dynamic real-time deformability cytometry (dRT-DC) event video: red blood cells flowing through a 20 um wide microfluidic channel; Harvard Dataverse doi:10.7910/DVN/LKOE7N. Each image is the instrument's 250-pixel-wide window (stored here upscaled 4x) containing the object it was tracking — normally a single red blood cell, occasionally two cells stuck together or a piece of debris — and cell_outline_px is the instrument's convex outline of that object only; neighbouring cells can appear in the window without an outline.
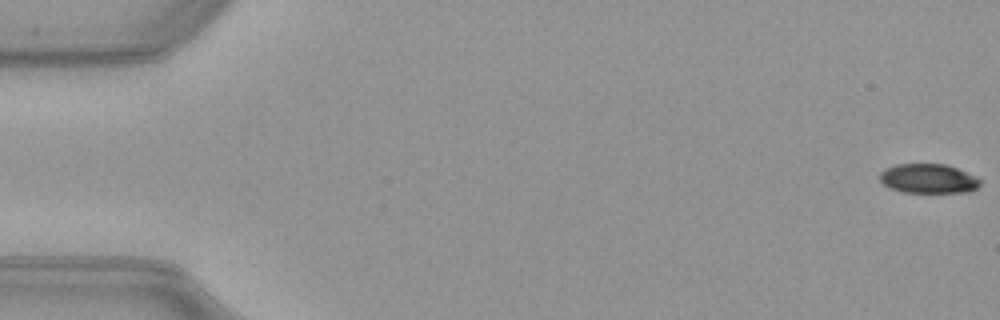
{"species": "common noctule bat (a hibernating species)", "species_latin": "Nyctalus noctula", "temperature_condition": "warm", "stored_images_in_passage": 52, "camera_frame_rate_fps": 3000, "um_per_image_px": 0.085, "animal": {"sex": "female", "body_mass_g": 21.9}, "frame": {"image": 1, "passage_image": 1, "time_ms": 0.0, "image_size_px": [1000, 320], "cell_outline_px": [[980, 184], [976, 188], [968, 192], [904, 192], [892, 188], [884, 184], [880, 180], [880, 172], [884, 168], [896, 164], [944, 164], [956, 168], [976, 176], [980, 180]], "centroid_in_image_um": [78.9, 15.17], "position_along_channel_um": 6.1, "area_um2": 17.05}}
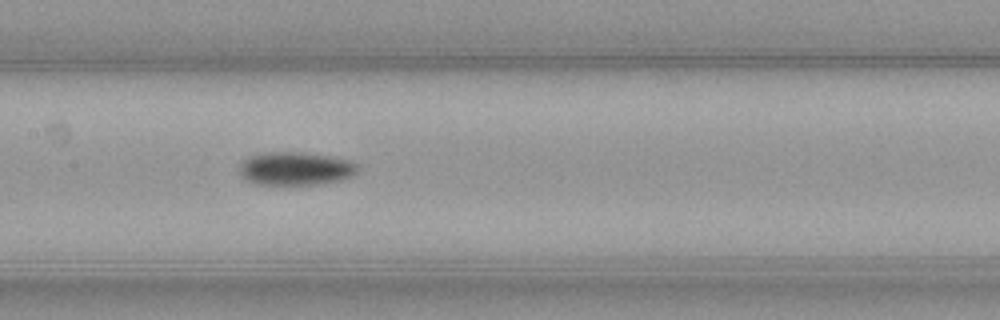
{"frame": {"image": 2, "passage_image": 26, "time_ms": 8.333, "image_size_px": [1000, 320], "cell_outline_px": [[360, 168], [352, 176], [340, 180], [324, 184], [256, 184], [244, 180], [240, 176], [240, 164], [248, 156], [272, 152], [300, 152], [328, 156], [348, 160], [360, 164]], "centroid_in_image_um": [25.13, 14.34], "position_along_channel_um": 182.3, "area_um2": 23.0}}
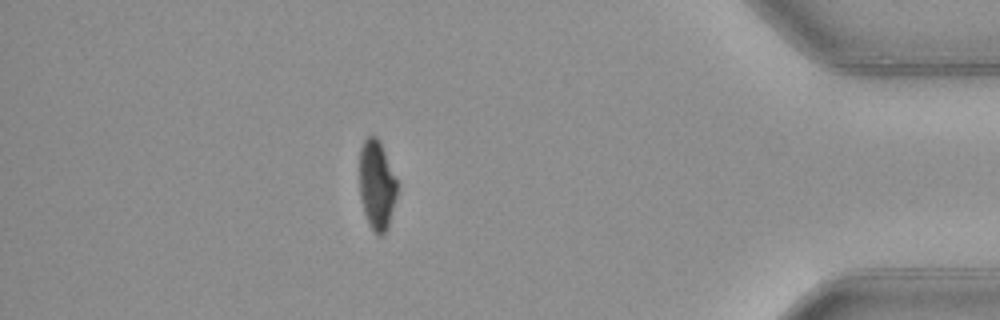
{"frame": {"image": 3, "passage_image": 46, "time_ms": 15.0, "image_size_px": [1000, 320], "cell_outline_px": [[400, 184], [388, 228], [384, 236], [376, 236], [368, 224], [364, 212], [360, 196], [360, 148], [364, 140], [368, 136], [376, 136], [380, 140]], "centroid_in_image_um": [32.06, 15.75], "position_along_channel_um": 403.1, "area_um2": 20.29}, "authors_computed_cell_mechanics": {"area_um2": 20.6924, "velocity_mm_per_s": 4.0144, "shape_relaxation_time_tau1_ms": 3.4069, "shape_relaxation_time_tau2_ms": null, "deformation_change_tau1": 0.1493, "deformation_change_tau2": null}}